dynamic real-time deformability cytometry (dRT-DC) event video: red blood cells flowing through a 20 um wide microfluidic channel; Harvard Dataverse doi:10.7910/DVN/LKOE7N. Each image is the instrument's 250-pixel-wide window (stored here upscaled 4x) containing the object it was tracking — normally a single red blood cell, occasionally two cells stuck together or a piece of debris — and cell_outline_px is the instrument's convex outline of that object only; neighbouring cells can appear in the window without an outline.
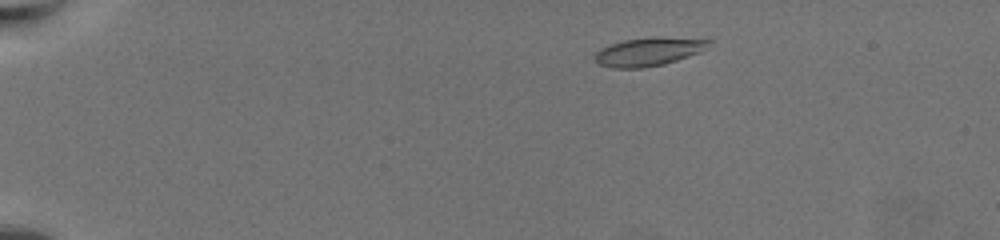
{"species": "common noctule bat (a hibernating species)", "species_latin": "Nyctalus noctula", "temperature_condition": "warm", "stored_images_in_passage": 59, "camera_frame_rate_fps": 3000, "um_per_image_px": 0.085, "animal": {"sex": "female", "body_mass_g": 19.5, "forearm_length_mm": 54.1}, "frame": {"image": 1, "passage_image": 8, "time_ms": 2.333, "image_size_px": [1000, 240], "cell_outline_px": [[712, 40], [700, 52], [664, 64], [644, 68], [612, 68], [596, 64], [592, 56], [600, 48], [624, 40]], "centroid_in_image_um": [54.95, 4.48], "position_along_channel_um": 30.1, "area_um2": 17.63}}
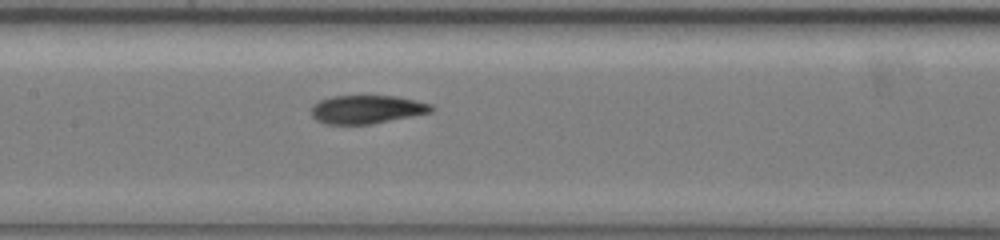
{"frame": {"image": 2, "passage_image": 30, "time_ms": 9.667, "image_size_px": [1000, 240], "cell_outline_px": [[436, 108], [432, 112], [372, 124], [324, 124], [316, 120], [312, 116], [312, 104], [320, 100], [332, 96], [396, 96], [416, 100], [432, 104]], "centroid_in_image_um": [31.19, 9.3], "position_along_channel_um": 176.2, "area_um2": 20.0}}
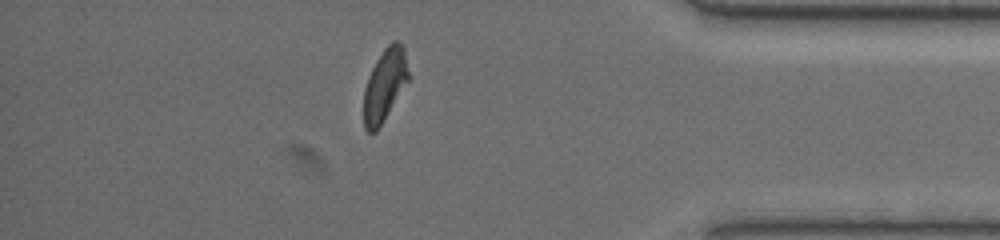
{"frame": {"image": 3, "passage_image": 52, "time_ms": 17.0, "image_size_px": [1000, 240], "cell_outline_px": [[408, 80], [376, 132], [368, 132], [364, 128], [364, 88], [368, 76], [376, 60], [384, 48], [392, 40], [396, 40], [404, 48], [408, 72]], "centroid_in_image_um": [32.67, 7.21], "position_along_channel_um": 402.5, "area_um2": 18.5}, "authors_computed_cell_mechanics": {"area_um2": 19.1896, "velocity_mm_per_s": 3.4112, "shape_relaxation_time_tau1_ms": 4.8583, "shape_relaxation_time_tau2_ms": 2.5151, "deformation_change_tau1": 0.1693, "deformation_change_tau2": 0.0897}}